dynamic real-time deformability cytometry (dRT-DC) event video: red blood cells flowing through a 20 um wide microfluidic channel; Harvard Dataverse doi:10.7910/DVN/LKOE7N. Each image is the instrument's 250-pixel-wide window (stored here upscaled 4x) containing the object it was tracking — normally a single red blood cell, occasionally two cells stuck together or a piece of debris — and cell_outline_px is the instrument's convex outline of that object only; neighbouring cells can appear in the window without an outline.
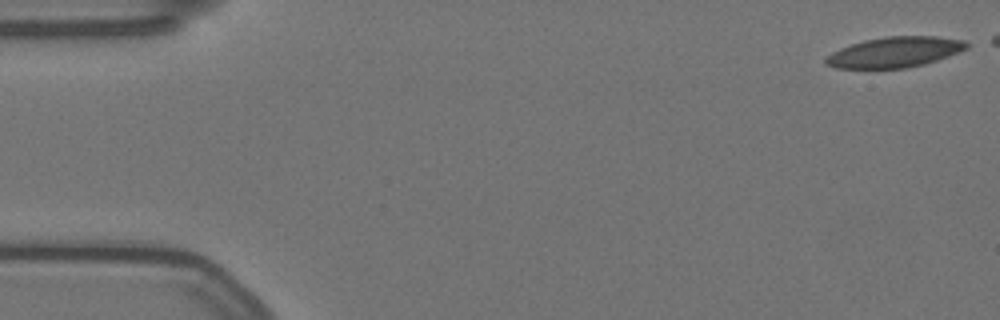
{"species": "Egyptian fruit bat (a non-hibernating species)", "species_latin": "Rousettus aegyptiacus", "temperature_condition": "warm", "stored_images_in_passage": 51, "camera_frame_rate_fps": 3000, "um_per_image_px": 0.085, "animal": {"sex": "female"}, "frame": {"image": 1, "passage_image": 1, "time_ms": 0.0, "image_size_px": [1000, 320], "cell_outline_px": [[968, 48], [948, 56], [924, 64], [908, 68], [836, 68], [824, 64], [824, 60], [832, 52], [840, 48], [864, 40], [884, 36], [936, 36], [964, 40], [968, 44]], "centroid_in_image_um": [76.04, 4.43], "position_along_channel_um": 9.0, "area_um2": 24.97}}
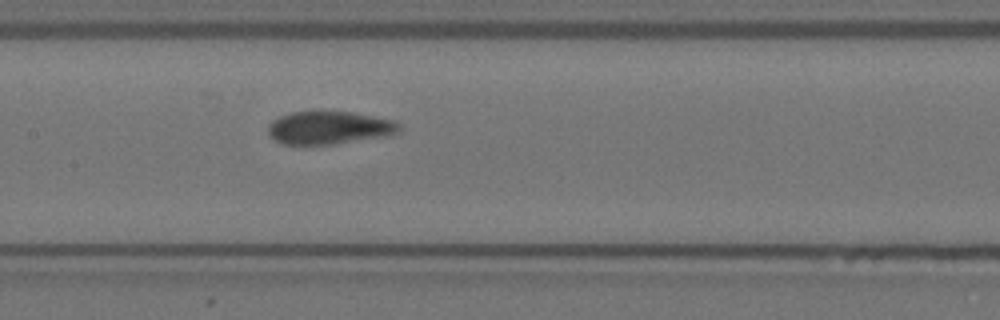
{"frame": {"image": 2, "passage_image": 27, "time_ms": 8.667, "image_size_px": [1000, 320], "cell_outline_px": [[400, 132], [388, 136], [332, 144], [284, 144], [268, 136], [268, 124], [272, 120], [288, 112], [352, 112], [396, 120], [400, 124]], "centroid_in_image_um": [28.0, 10.85], "position_along_channel_um": 179.4, "area_um2": 25.26}}
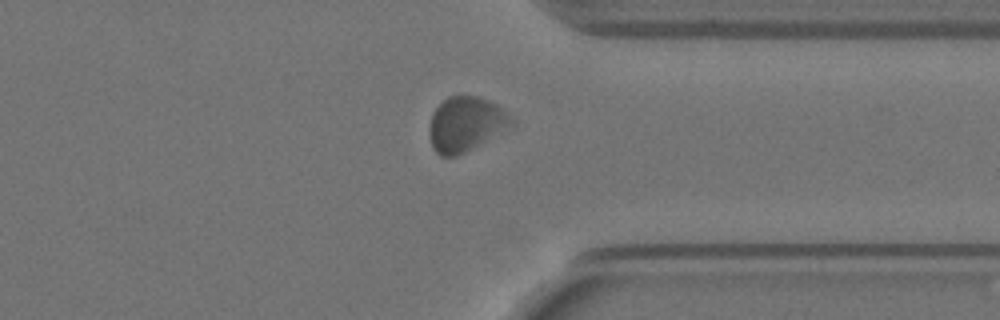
{"frame": {"image": 3, "passage_image": 44, "time_ms": 14.333, "image_size_px": [1000, 320], "cell_outline_px": [[516, 124], [464, 152], [456, 156], [440, 156], [432, 148], [428, 136], [428, 128], [432, 112], [448, 96], [480, 96], [504, 108], [516, 120]], "centroid_in_image_um": [39.59, 10.54], "position_along_channel_um": 371.8, "area_um2": 26.41}, "authors_computed_cell_mechanics": {"area_um2": 25.721, "velocity_mm_per_s": 3.4569, "shape_relaxation_time_tau1_ms": 7.0949, "shape_relaxation_time_tau2_ms": 0.7972, "deformation_change_tau1": 0.1446, "deformation_change_tau2": 0.0455}}